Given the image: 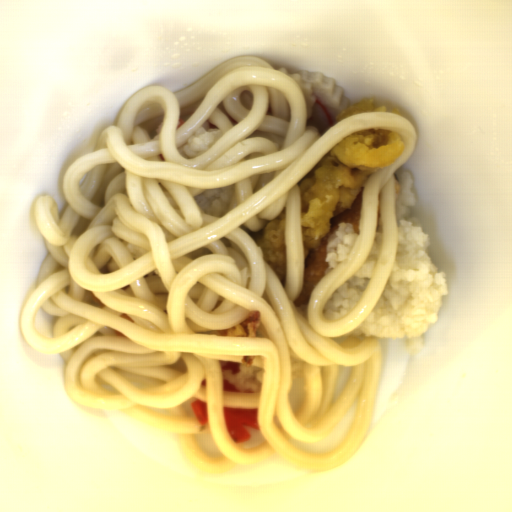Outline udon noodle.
<instances>
[{"instance_id":"udon-noodle-1","label":"udon noodle","mask_w":512,"mask_h":512,"mask_svg":"<svg viewBox=\"0 0 512 512\" xmlns=\"http://www.w3.org/2000/svg\"><path fill=\"white\" fill-rule=\"evenodd\" d=\"M162 120L161 137L151 141ZM208 120L220 128V139L184 158L180 145ZM307 125L306 98L296 81L258 56L240 54L180 91L161 85L135 92L95 151L67 167L63 215L49 194L34 204L47 255L21 307L22 338L62 358L63 387L77 405L172 434L199 473L215 475L269 457L326 473L356 454L370 431L379 343L345 335L361 327L395 266L394 175L412 156L417 133L387 110L344 117L323 135ZM378 128L397 132L406 149L365 181L351 253L297 308L304 264L299 183L349 133ZM234 183L239 204L221 219L196 205L193 196ZM379 191L384 235L376 275L349 315L327 320L325 301L370 254ZM284 206L285 285L251 237ZM256 310L262 316L256 338L210 336ZM292 361L303 363L305 384L296 416L288 401ZM222 362L261 367L259 393L223 391ZM338 365L352 367V374L330 404ZM195 400L206 403L209 425L194 417ZM357 401L335 447L321 452L294 444L328 434ZM225 407L258 411L264 442L246 450L236 444ZM193 435H208L220 457H209Z\"/></svg>"}]
</instances>
